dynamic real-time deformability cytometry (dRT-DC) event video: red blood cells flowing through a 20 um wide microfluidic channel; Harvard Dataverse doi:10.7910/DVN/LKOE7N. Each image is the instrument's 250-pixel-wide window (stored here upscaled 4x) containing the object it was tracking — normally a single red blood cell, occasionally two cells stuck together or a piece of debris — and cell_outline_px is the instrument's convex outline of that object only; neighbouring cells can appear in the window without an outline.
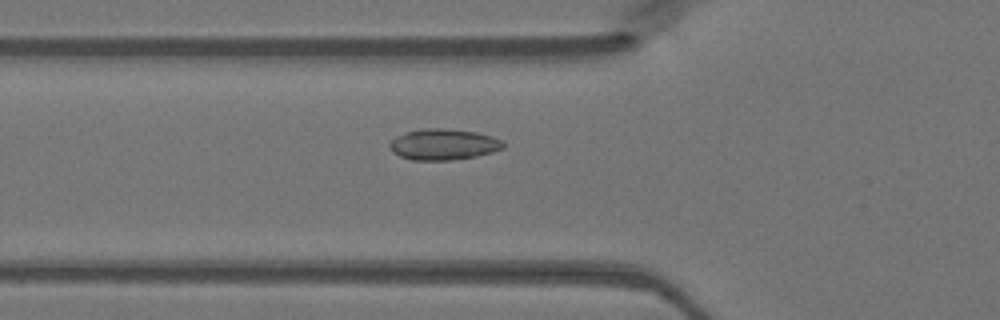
{"species": "Egyptian fruit bat (a non-hibernating species)", "species_latin": "Rousettus aegyptiacus", "temperature_condition": "warm", "stored_images_in_passage": 48, "camera_frame_rate_fps": 3000, "um_per_image_px": 0.085, "animal": {"sex": "female"}, "frame": {"image": 1, "passage_image": 17, "time_ms": 5.333, "image_size_px": [1000, 320], "cell_outline_px": [[504, 148], [492, 152], [476, 156], [448, 160], [412, 160], [400, 156], [392, 152], [388, 144], [396, 136], [420, 128], [444, 128], [476, 132], [492, 136], [500, 140], [504, 144]], "centroid_in_image_um": [37.67, 12.27], "position_along_channel_um": 88.1, "area_um2": 20.46}}
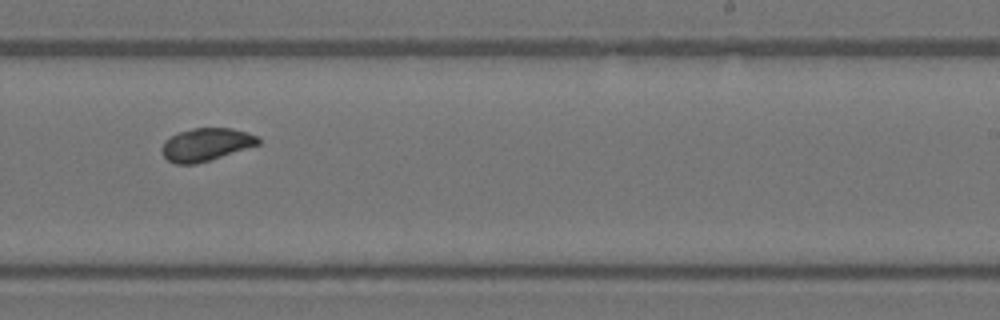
{"frame": {"image": 2, "passage_image": 30, "time_ms": 9.667, "image_size_px": [1000, 320], "cell_outline_px": [[260, 144], [212, 160], [196, 164], [176, 164], [168, 160], [160, 152], [160, 148], [164, 140], [180, 132], [192, 128], [232, 128], [248, 132], [256, 136], [260, 140]], "centroid_in_image_um": [17.5, 12.29], "position_along_channel_um": 271.5, "area_um2": 18.61}}
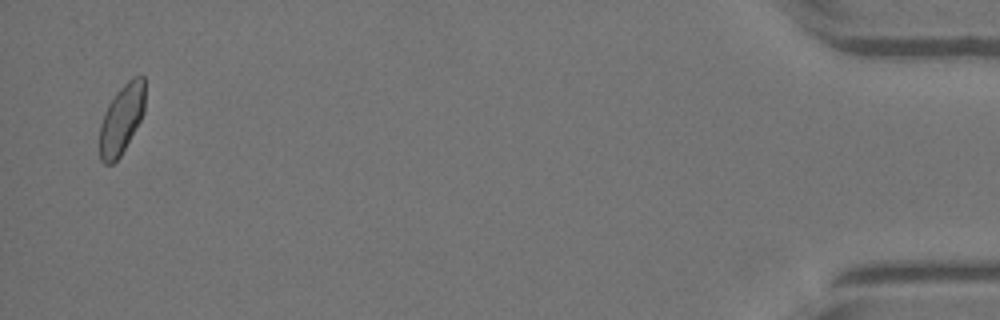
{"frame": {"image": 3, "passage_image": 47, "time_ms": 15.333, "image_size_px": [1000, 320], "cell_outline_px": [[144, 112], [140, 120], [120, 156], [112, 164], [104, 164], [100, 160], [100, 124], [104, 112], [108, 104], [116, 92], [132, 76], [144, 76]], "centroid_in_image_um": [10.32, 10.12], "position_along_channel_um": 424.9, "area_um2": 18.21}}